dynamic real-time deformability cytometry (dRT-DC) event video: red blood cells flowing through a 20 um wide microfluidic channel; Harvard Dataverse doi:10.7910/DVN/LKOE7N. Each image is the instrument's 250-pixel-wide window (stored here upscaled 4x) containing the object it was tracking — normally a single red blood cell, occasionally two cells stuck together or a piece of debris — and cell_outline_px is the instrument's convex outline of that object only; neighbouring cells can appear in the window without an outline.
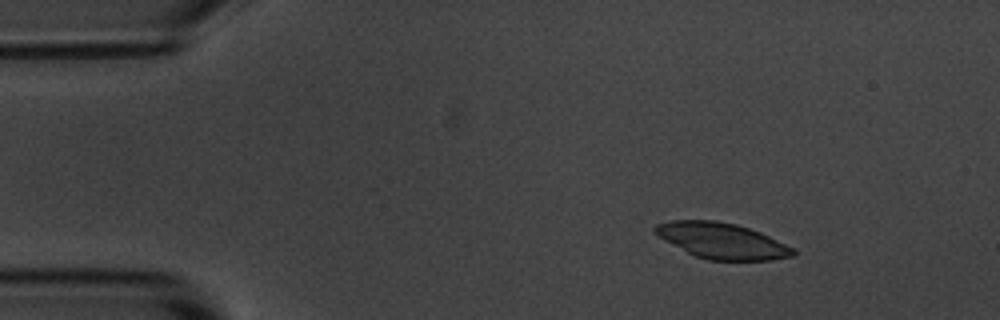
{"species": "common noctule bat (a hibernating species)", "species_latin": "Nyctalus noctula", "temperature_condition": "room temperature", "stored_images_in_passage": 5, "camera_frame_rate_fps": 3000, "um_per_image_px": 0.085, "animal": {"sex": "male", "body_mass_g": 20.1, "forearm_length_mm": 53.5}, "frame": {"image": 1, "passage_image": 3, "time_ms": 2.333, "image_size_px": [1000, 320], "cell_outline_px": [[796, 252], [792, 256], [772, 260], [708, 260], [696, 256], [656, 236], [652, 232], [652, 228], [656, 224], [668, 220], [716, 220], [736, 224], [760, 232], [796, 248]], "centroid_in_image_um": [61.34, 20.45], "position_along_channel_um": 23.7, "area_um2": 28.96}}